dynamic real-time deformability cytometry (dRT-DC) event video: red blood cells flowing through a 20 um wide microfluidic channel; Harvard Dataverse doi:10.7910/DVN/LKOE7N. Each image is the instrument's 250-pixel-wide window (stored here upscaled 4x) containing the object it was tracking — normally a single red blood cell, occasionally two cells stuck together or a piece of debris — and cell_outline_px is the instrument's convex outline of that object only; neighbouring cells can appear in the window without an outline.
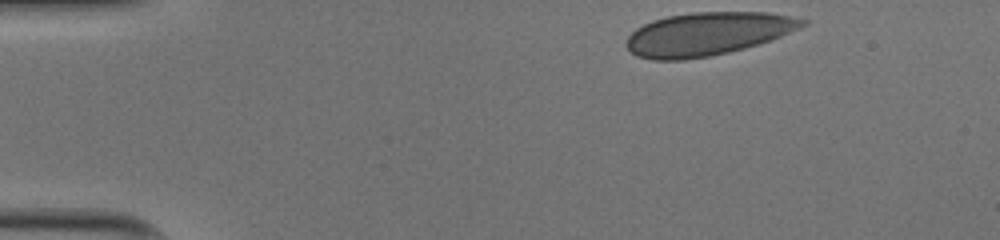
{"species": "human", "species_latin": "Homo sapiens", "temperature_condition": "cold", "stored_images_in_passage": 36, "camera_frame_rate_fps": 3000, "um_per_image_px": 0.085, "donor": {"sex": "male"}, "frame": {"image": 1, "passage_image": 1, "time_ms": 0.0, "image_size_px": [1000, 240], "cell_outline_px": [[808, 24], [800, 28], [772, 40], [744, 48], [728, 52], [708, 56], [684, 60], [652, 60], [636, 56], [624, 44], [628, 36], [636, 28], [652, 20], [668, 16], [692, 12], [768, 12], [808, 20]], "centroid_in_image_um": [60.13, 2.88], "position_along_channel_um": 24.9, "area_um2": 44.33}}
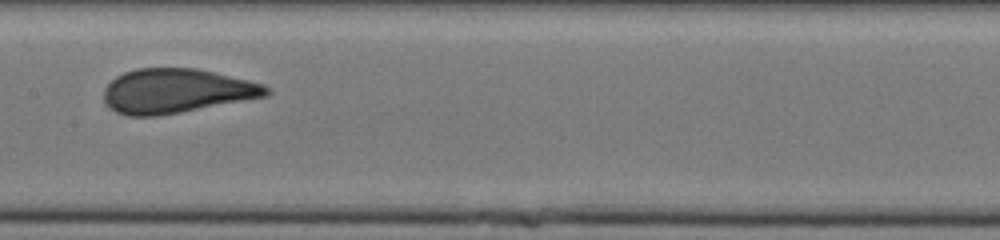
{"frame": {"image": 2, "passage_image": 20, "time_ms": 6.333, "image_size_px": [1000, 240], "cell_outline_px": [[272, 92], [268, 96], [180, 112], [156, 116], [128, 116], [116, 112], [104, 100], [104, 88], [116, 76], [124, 72], [136, 68], [196, 68], [248, 80], [264, 84]], "centroid_in_image_um": [14.99, 7.73], "position_along_channel_um": 192.4, "area_um2": 41.85}}
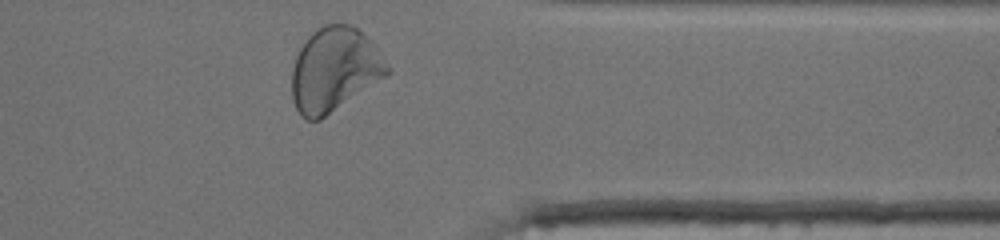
{"frame": {"image": 3, "passage_image": 35, "time_ms": 11.333, "image_size_px": [1000, 240], "cell_outline_px": [[388, 76], [320, 120], [308, 120], [300, 116], [292, 100], [292, 68], [296, 56], [300, 48], [308, 36], [316, 28], [324, 24], [352, 24], [368, 36], [376, 44], [388, 64]], "centroid_in_image_um": [28.44, 5.91], "position_along_channel_um": 383.0, "area_um2": 47.22}, "authors_computed_cell_mechanics": {"area_um2": 42.8009, "velocity_mm_per_s": 3.976, "shape_relaxation_time_tau1_ms": 6.6631, "shape_relaxation_time_tau2_ms": null, "deformation_change_tau1": 0.153, "deformation_change_tau2": null}}